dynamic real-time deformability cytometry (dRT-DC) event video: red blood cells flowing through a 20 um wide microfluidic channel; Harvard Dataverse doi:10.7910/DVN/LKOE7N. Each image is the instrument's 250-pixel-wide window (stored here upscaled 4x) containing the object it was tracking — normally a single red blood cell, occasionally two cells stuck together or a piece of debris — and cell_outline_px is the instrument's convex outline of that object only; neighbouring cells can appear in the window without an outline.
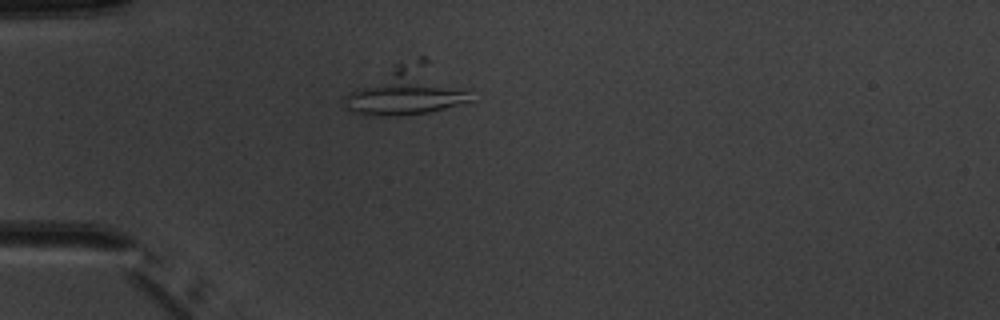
{"species": "common noctule bat (a hibernating species)", "species_latin": "Nyctalus noctula", "temperature_condition": "warm", "stored_images_in_passage": 5, "camera_frame_rate_fps": 3000, "um_per_image_px": 0.085, "animal": {"sex": "male", "body_mass_g": 20.1, "forearm_length_mm": 53.5}, "frame": {"image": 1, "passage_image": 4, "time_ms": 3.667, "image_size_px": [1000, 320], "cell_outline_px": [[476, 88], [472, 100], [460, 104], [428, 112], [396, 116], [364, 116], [352, 112], [344, 104], [344, 96], [396, 64], [400, 64]], "centroid_in_image_um": [34.54, 7.95], "position_along_channel_um": 50.5, "area_um2": 32.19}}